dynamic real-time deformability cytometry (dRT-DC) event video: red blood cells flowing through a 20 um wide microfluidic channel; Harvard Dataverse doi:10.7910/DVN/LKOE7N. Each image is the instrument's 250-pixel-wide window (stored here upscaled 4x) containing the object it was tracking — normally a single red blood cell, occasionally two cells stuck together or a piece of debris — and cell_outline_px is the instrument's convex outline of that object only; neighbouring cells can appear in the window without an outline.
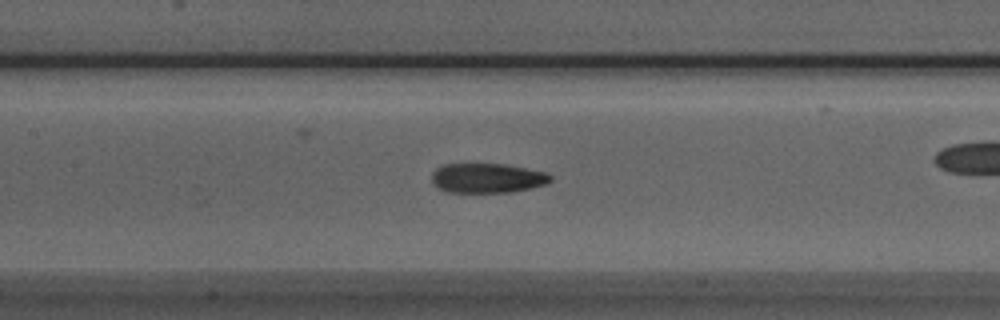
{"species": "Egyptian fruit bat (a non-hibernating species)", "species_latin": "Rousettus aegyptiacus", "temperature_condition": "room temperature", "stored_images_in_passage": 45, "camera_frame_rate_fps": 3000, "um_per_image_px": 0.085, "animal": {"sex": "male"}, "frame": {"image": 1, "passage_image": 26, "time_ms": 8.333, "image_size_px": [1000, 320], "cell_outline_px": [[552, 180], [548, 184], [512, 192], [444, 192], [436, 188], [432, 184], [432, 172], [436, 168], [444, 164], [508, 164], [548, 172], [552, 176]], "centroid_in_image_um": [41.43, 15.14], "position_along_channel_um": 166.0, "area_um2": 20.92}}
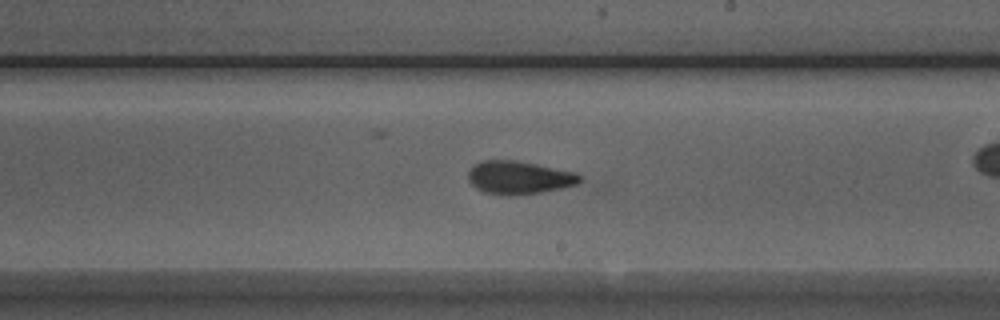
{"frame": {"image": 2, "passage_image": 32, "time_ms": 10.333, "image_size_px": [1000, 320], "cell_outline_px": [[580, 184], [540, 192], [508, 196], [500, 196], [484, 192], [476, 188], [468, 180], [468, 172], [472, 164], [480, 160], [516, 160], [576, 172], [580, 176]], "centroid_in_image_um": [44.07, 15.09], "position_along_channel_um": 244.9, "area_um2": 21.73}}
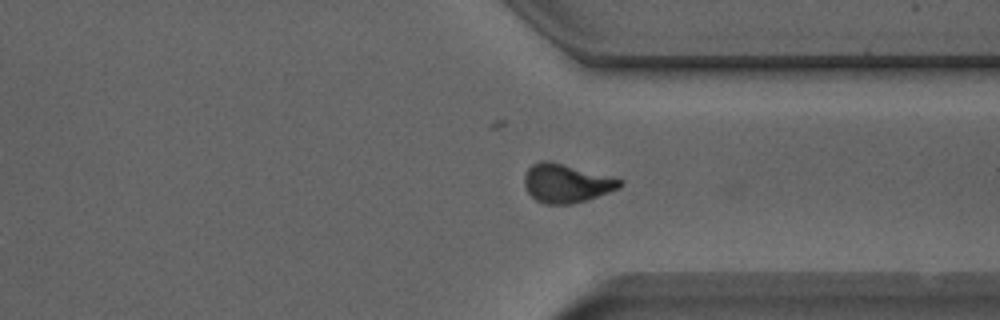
{"frame": {"image": 3, "passage_image": 41, "time_ms": 13.333, "image_size_px": [1000, 320], "cell_outline_px": [[624, 184], [620, 188], [572, 204], [544, 204], [536, 200], [528, 192], [524, 184], [524, 176], [528, 168], [532, 164], [540, 160], [548, 160], [564, 164], [624, 180]], "centroid_in_image_um": [48.12, 15.57], "position_along_channel_um": 363.3, "area_um2": 21.39}, "authors_computed_cell_mechanics": {"area_um2": 21.097, "velocity_mm_per_s": 3.96, "shape_relaxation_time_tau1_ms": 6.4441, "shape_relaxation_time_tau2_ms": 4.3916, "deformation_change_tau1": 0.1952, "deformation_change_tau2": 0.1077}}